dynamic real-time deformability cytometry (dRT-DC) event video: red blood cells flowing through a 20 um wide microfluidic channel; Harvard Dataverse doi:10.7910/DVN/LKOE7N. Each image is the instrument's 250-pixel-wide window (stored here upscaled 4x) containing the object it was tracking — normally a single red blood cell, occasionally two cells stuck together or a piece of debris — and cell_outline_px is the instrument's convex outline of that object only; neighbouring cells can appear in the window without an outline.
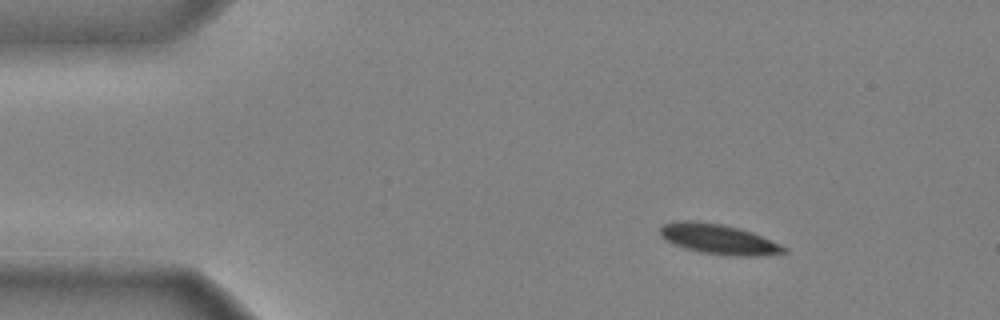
{"species": "common noctule bat (a hibernating species)", "species_latin": "Nyctalus noctula", "temperature_condition": "cold", "stored_images_in_passage": 42, "camera_frame_rate_fps": 3000, "um_per_image_px": 0.085, "animal": {"sex": "male", "body_mass_g": 20.4}, "frame": {"image": 1, "passage_image": 1, "time_ms": 0.0, "image_size_px": [1000, 320], "cell_outline_px": [[788, 252], [760, 256], [732, 256], [700, 252], [684, 248], [664, 240], [660, 236], [660, 228], [664, 224], [676, 220], [696, 220], [720, 224], [740, 228], [752, 232], [780, 244], [788, 248]], "centroid_in_image_um": [61.07, 20.33], "position_along_channel_um": 23.9, "area_um2": 21.91}}
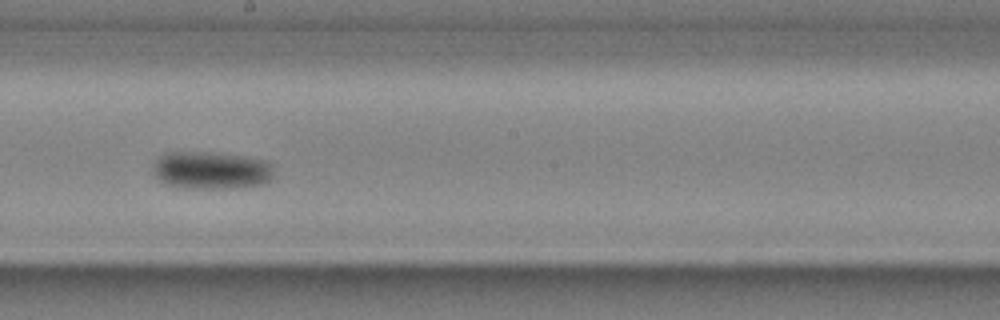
{"frame": {"image": 2, "passage_image": 22, "time_ms": 7.0, "image_size_px": [1000, 320], "cell_outline_px": [[272, 180], [264, 184], [232, 188], [188, 188], [168, 184], [160, 180], [156, 176], [156, 160], [164, 152], [216, 152], [244, 156], [268, 160], [272, 164]], "centroid_in_image_um": [18.03, 14.46], "position_along_channel_um": 230.2, "area_um2": 26.47}}
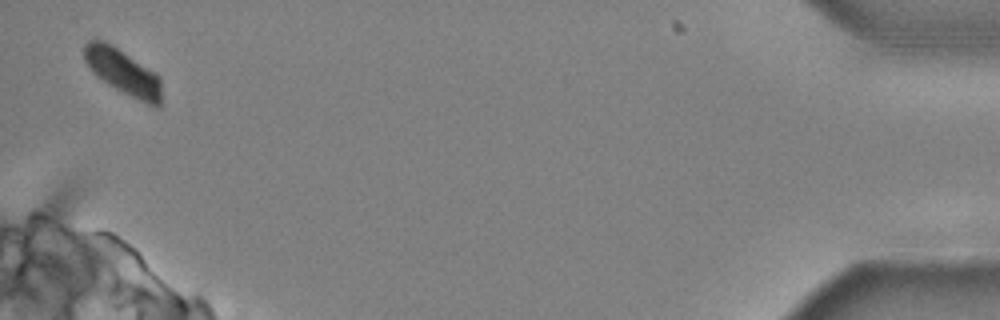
{"frame": {"image": 3, "passage_image": 42, "time_ms": 13.667, "image_size_px": [1000, 320], "cell_outline_px": [[160, 108], [156, 108], [108, 84], [96, 76], [92, 72], [84, 60], [84, 44], [88, 40], [104, 40], [112, 44], [156, 72], [160, 76]], "centroid_in_image_um": [10.45, 6.08], "position_along_channel_um": 424.8, "area_um2": 20.46}, "authors_computed_cell_mechanics": {"area_um2": 23.8136, "velocity_mm_per_s": 3.9154, "shape_relaxation_time_tau1_ms": 2.4698, "shape_relaxation_time_tau2_ms": null, "deformation_change_tau1": 0.1067, "deformation_change_tau2": null}}